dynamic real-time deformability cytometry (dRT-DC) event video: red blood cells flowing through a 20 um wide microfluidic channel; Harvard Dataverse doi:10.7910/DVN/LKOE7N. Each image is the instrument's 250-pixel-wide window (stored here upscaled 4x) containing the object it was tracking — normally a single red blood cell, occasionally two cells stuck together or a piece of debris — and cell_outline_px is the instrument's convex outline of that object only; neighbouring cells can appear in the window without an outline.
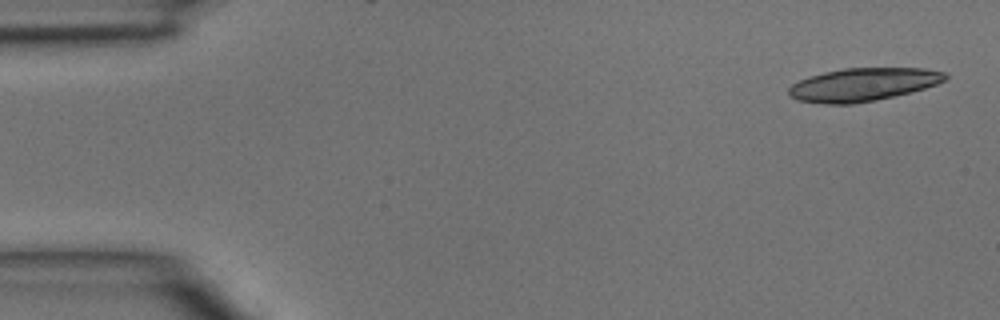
{"species": "common noctule bat (a hibernating species)", "species_latin": "Nyctalus noctula", "temperature_condition": "room temperature", "stored_images_in_passage": 5, "camera_frame_rate_fps": 3000, "um_per_image_px": 0.085, "animal": {"sex": "male", "body_mass_g": 15.6}, "frame": {"image": 1, "passage_image": 1, "time_ms": 0.0, "image_size_px": [1000, 320], "cell_outline_px": [[948, 80], [912, 92], [876, 100], [852, 104], [828, 104], [796, 100], [788, 96], [788, 88], [792, 84], [808, 76], [824, 72], [844, 68], [924, 68], [944, 72], [948, 76]], "centroid_in_image_um": [73.35, 7.19], "position_along_channel_um": 11.7, "area_um2": 30.35}}